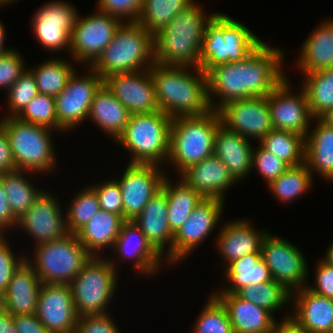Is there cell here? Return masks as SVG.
<instances>
[{
    "label": "cell",
    "mask_w": 333,
    "mask_h": 333,
    "mask_svg": "<svg viewBox=\"0 0 333 333\" xmlns=\"http://www.w3.org/2000/svg\"><path fill=\"white\" fill-rule=\"evenodd\" d=\"M289 80L286 78L268 96V108L275 130H282L307 136L311 130L309 124L314 118L309 109L305 91L293 94ZM311 120V121H310Z\"/></svg>",
    "instance_id": "obj_17"
},
{
    "label": "cell",
    "mask_w": 333,
    "mask_h": 333,
    "mask_svg": "<svg viewBox=\"0 0 333 333\" xmlns=\"http://www.w3.org/2000/svg\"><path fill=\"white\" fill-rule=\"evenodd\" d=\"M294 306L291 317L307 333H333V299L318 295L306 287L291 293Z\"/></svg>",
    "instance_id": "obj_24"
},
{
    "label": "cell",
    "mask_w": 333,
    "mask_h": 333,
    "mask_svg": "<svg viewBox=\"0 0 333 333\" xmlns=\"http://www.w3.org/2000/svg\"><path fill=\"white\" fill-rule=\"evenodd\" d=\"M75 196L65 212L66 228L68 233L72 234H75L100 210L96 192L90 186Z\"/></svg>",
    "instance_id": "obj_43"
},
{
    "label": "cell",
    "mask_w": 333,
    "mask_h": 333,
    "mask_svg": "<svg viewBox=\"0 0 333 333\" xmlns=\"http://www.w3.org/2000/svg\"><path fill=\"white\" fill-rule=\"evenodd\" d=\"M124 221L121 216L100 209L75 235L85 250L96 257L108 247L112 250Z\"/></svg>",
    "instance_id": "obj_31"
},
{
    "label": "cell",
    "mask_w": 333,
    "mask_h": 333,
    "mask_svg": "<svg viewBox=\"0 0 333 333\" xmlns=\"http://www.w3.org/2000/svg\"><path fill=\"white\" fill-rule=\"evenodd\" d=\"M4 25L0 22V56L4 55L5 53L9 52L12 48L8 49V48H4V39L6 36V32L5 29L3 27Z\"/></svg>",
    "instance_id": "obj_59"
},
{
    "label": "cell",
    "mask_w": 333,
    "mask_h": 333,
    "mask_svg": "<svg viewBox=\"0 0 333 333\" xmlns=\"http://www.w3.org/2000/svg\"><path fill=\"white\" fill-rule=\"evenodd\" d=\"M327 69L333 71V59H332V61L330 62V64H329V66H328Z\"/></svg>",
    "instance_id": "obj_64"
},
{
    "label": "cell",
    "mask_w": 333,
    "mask_h": 333,
    "mask_svg": "<svg viewBox=\"0 0 333 333\" xmlns=\"http://www.w3.org/2000/svg\"><path fill=\"white\" fill-rule=\"evenodd\" d=\"M156 164H128L119 183L123 204V219L134 220L148 201L161 189L165 172Z\"/></svg>",
    "instance_id": "obj_15"
},
{
    "label": "cell",
    "mask_w": 333,
    "mask_h": 333,
    "mask_svg": "<svg viewBox=\"0 0 333 333\" xmlns=\"http://www.w3.org/2000/svg\"><path fill=\"white\" fill-rule=\"evenodd\" d=\"M75 333H121L109 313L82 315L77 319Z\"/></svg>",
    "instance_id": "obj_51"
},
{
    "label": "cell",
    "mask_w": 333,
    "mask_h": 333,
    "mask_svg": "<svg viewBox=\"0 0 333 333\" xmlns=\"http://www.w3.org/2000/svg\"><path fill=\"white\" fill-rule=\"evenodd\" d=\"M259 146L289 166L305 162V137L300 134L273 129L259 141Z\"/></svg>",
    "instance_id": "obj_37"
},
{
    "label": "cell",
    "mask_w": 333,
    "mask_h": 333,
    "mask_svg": "<svg viewBox=\"0 0 333 333\" xmlns=\"http://www.w3.org/2000/svg\"><path fill=\"white\" fill-rule=\"evenodd\" d=\"M283 317V321L275 323L273 331L275 333H307L291 316Z\"/></svg>",
    "instance_id": "obj_57"
},
{
    "label": "cell",
    "mask_w": 333,
    "mask_h": 333,
    "mask_svg": "<svg viewBox=\"0 0 333 333\" xmlns=\"http://www.w3.org/2000/svg\"><path fill=\"white\" fill-rule=\"evenodd\" d=\"M315 270V284L307 288L312 292L333 299V266L320 259Z\"/></svg>",
    "instance_id": "obj_53"
},
{
    "label": "cell",
    "mask_w": 333,
    "mask_h": 333,
    "mask_svg": "<svg viewBox=\"0 0 333 333\" xmlns=\"http://www.w3.org/2000/svg\"><path fill=\"white\" fill-rule=\"evenodd\" d=\"M0 124L9 138L17 170L49 173L55 169L56 156L50 136L52 129L21 121L17 117H5Z\"/></svg>",
    "instance_id": "obj_8"
},
{
    "label": "cell",
    "mask_w": 333,
    "mask_h": 333,
    "mask_svg": "<svg viewBox=\"0 0 333 333\" xmlns=\"http://www.w3.org/2000/svg\"><path fill=\"white\" fill-rule=\"evenodd\" d=\"M9 138L0 124V174L16 171Z\"/></svg>",
    "instance_id": "obj_54"
},
{
    "label": "cell",
    "mask_w": 333,
    "mask_h": 333,
    "mask_svg": "<svg viewBox=\"0 0 333 333\" xmlns=\"http://www.w3.org/2000/svg\"><path fill=\"white\" fill-rule=\"evenodd\" d=\"M143 0H98L97 10L124 21L137 22L142 9Z\"/></svg>",
    "instance_id": "obj_48"
},
{
    "label": "cell",
    "mask_w": 333,
    "mask_h": 333,
    "mask_svg": "<svg viewBox=\"0 0 333 333\" xmlns=\"http://www.w3.org/2000/svg\"><path fill=\"white\" fill-rule=\"evenodd\" d=\"M24 57L15 49L0 56V88L7 89L26 71Z\"/></svg>",
    "instance_id": "obj_50"
},
{
    "label": "cell",
    "mask_w": 333,
    "mask_h": 333,
    "mask_svg": "<svg viewBox=\"0 0 333 333\" xmlns=\"http://www.w3.org/2000/svg\"><path fill=\"white\" fill-rule=\"evenodd\" d=\"M36 316L51 333H75L78 315L70 285L43 283Z\"/></svg>",
    "instance_id": "obj_21"
},
{
    "label": "cell",
    "mask_w": 333,
    "mask_h": 333,
    "mask_svg": "<svg viewBox=\"0 0 333 333\" xmlns=\"http://www.w3.org/2000/svg\"><path fill=\"white\" fill-rule=\"evenodd\" d=\"M224 200L205 198L192 211L173 238V264L186 259L216 227L222 215Z\"/></svg>",
    "instance_id": "obj_18"
},
{
    "label": "cell",
    "mask_w": 333,
    "mask_h": 333,
    "mask_svg": "<svg viewBox=\"0 0 333 333\" xmlns=\"http://www.w3.org/2000/svg\"><path fill=\"white\" fill-rule=\"evenodd\" d=\"M103 84L131 115L160 110L149 69L112 74L103 78Z\"/></svg>",
    "instance_id": "obj_19"
},
{
    "label": "cell",
    "mask_w": 333,
    "mask_h": 333,
    "mask_svg": "<svg viewBox=\"0 0 333 333\" xmlns=\"http://www.w3.org/2000/svg\"><path fill=\"white\" fill-rule=\"evenodd\" d=\"M4 231L2 230V229H0V242L4 239V238H6V237H4Z\"/></svg>",
    "instance_id": "obj_63"
},
{
    "label": "cell",
    "mask_w": 333,
    "mask_h": 333,
    "mask_svg": "<svg viewBox=\"0 0 333 333\" xmlns=\"http://www.w3.org/2000/svg\"><path fill=\"white\" fill-rule=\"evenodd\" d=\"M194 0H143L137 23L154 35Z\"/></svg>",
    "instance_id": "obj_41"
},
{
    "label": "cell",
    "mask_w": 333,
    "mask_h": 333,
    "mask_svg": "<svg viewBox=\"0 0 333 333\" xmlns=\"http://www.w3.org/2000/svg\"><path fill=\"white\" fill-rule=\"evenodd\" d=\"M217 112L221 125L247 139L260 141L274 129L267 96L231 101L221 106Z\"/></svg>",
    "instance_id": "obj_16"
},
{
    "label": "cell",
    "mask_w": 333,
    "mask_h": 333,
    "mask_svg": "<svg viewBox=\"0 0 333 333\" xmlns=\"http://www.w3.org/2000/svg\"><path fill=\"white\" fill-rule=\"evenodd\" d=\"M128 109L103 84L96 92L87 119L116 141L129 121Z\"/></svg>",
    "instance_id": "obj_32"
},
{
    "label": "cell",
    "mask_w": 333,
    "mask_h": 333,
    "mask_svg": "<svg viewBox=\"0 0 333 333\" xmlns=\"http://www.w3.org/2000/svg\"><path fill=\"white\" fill-rule=\"evenodd\" d=\"M252 167H256V170L258 169V172L264 177L263 179L268 185L271 181L278 178L290 166L279 157L259 146L257 149L253 148Z\"/></svg>",
    "instance_id": "obj_47"
},
{
    "label": "cell",
    "mask_w": 333,
    "mask_h": 333,
    "mask_svg": "<svg viewBox=\"0 0 333 333\" xmlns=\"http://www.w3.org/2000/svg\"><path fill=\"white\" fill-rule=\"evenodd\" d=\"M263 43L247 26L217 12L205 28L200 69L207 73L215 66L243 61Z\"/></svg>",
    "instance_id": "obj_4"
},
{
    "label": "cell",
    "mask_w": 333,
    "mask_h": 333,
    "mask_svg": "<svg viewBox=\"0 0 333 333\" xmlns=\"http://www.w3.org/2000/svg\"><path fill=\"white\" fill-rule=\"evenodd\" d=\"M217 235V249L226 264L250 253H261V244L267 231H257L248 220L224 224Z\"/></svg>",
    "instance_id": "obj_27"
},
{
    "label": "cell",
    "mask_w": 333,
    "mask_h": 333,
    "mask_svg": "<svg viewBox=\"0 0 333 333\" xmlns=\"http://www.w3.org/2000/svg\"><path fill=\"white\" fill-rule=\"evenodd\" d=\"M252 145L246 137L220 125L214 136V152L238 182L252 171ZM241 179V180H240Z\"/></svg>",
    "instance_id": "obj_28"
},
{
    "label": "cell",
    "mask_w": 333,
    "mask_h": 333,
    "mask_svg": "<svg viewBox=\"0 0 333 333\" xmlns=\"http://www.w3.org/2000/svg\"><path fill=\"white\" fill-rule=\"evenodd\" d=\"M16 2V1H18V0H0V8H1V6L3 7V6H6L7 5V3L9 4V3H11V2ZM5 4V5H4Z\"/></svg>",
    "instance_id": "obj_62"
},
{
    "label": "cell",
    "mask_w": 333,
    "mask_h": 333,
    "mask_svg": "<svg viewBox=\"0 0 333 333\" xmlns=\"http://www.w3.org/2000/svg\"><path fill=\"white\" fill-rule=\"evenodd\" d=\"M79 13L73 5L53 1L41 6L33 16L32 28L41 47L50 52L70 50L71 35Z\"/></svg>",
    "instance_id": "obj_14"
},
{
    "label": "cell",
    "mask_w": 333,
    "mask_h": 333,
    "mask_svg": "<svg viewBox=\"0 0 333 333\" xmlns=\"http://www.w3.org/2000/svg\"><path fill=\"white\" fill-rule=\"evenodd\" d=\"M34 252V265L28 256L26 261L41 282L48 284H70L91 257L72 233L56 241L38 244Z\"/></svg>",
    "instance_id": "obj_10"
},
{
    "label": "cell",
    "mask_w": 333,
    "mask_h": 333,
    "mask_svg": "<svg viewBox=\"0 0 333 333\" xmlns=\"http://www.w3.org/2000/svg\"><path fill=\"white\" fill-rule=\"evenodd\" d=\"M112 249L120 262L131 260L134 268L145 275H156L164 262L162 257L148 242L145 234L133 220H125ZM163 260V261H162ZM161 262V263H160Z\"/></svg>",
    "instance_id": "obj_23"
},
{
    "label": "cell",
    "mask_w": 333,
    "mask_h": 333,
    "mask_svg": "<svg viewBox=\"0 0 333 333\" xmlns=\"http://www.w3.org/2000/svg\"><path fill=\"white\" fill-rule=\"evenodd\" d=\"M221 125L215 110L201 116L174 118L170 128L168 162L181 175L189 167L213 155L214 136Z\"/></svg>",
    "instance_id": "obj_6"
},
{
    "label": "cell",
    "mask_w": 333,
    "mask_h": 333,
    "mask_svg": "<svg viewBox=\"0 0 333 333\" xmlns=\"http://www.w3.org/2000/svg\"><path fill=\"white\" fill-rule=\"evenodd\" d=\"M123 22L114 16L99 12L78 18L73 27L69 52L75 61L89 67L101 55Z\"/></svg>",
    "instance_id": "obj_12"
},
{
    "label": "cell",
    "mask_w": 333,
    "mask_h": 333,
    "mask_svg": "<svg viewBox=\"0 0 333 333\" xmlns=\"http://www.w3.org/2000/svg\"><path fill=\"white\" fill-rule=\"evenodd\" d=\"M298 67L303 74L328 68L333 59V19L320 23L319 27L301 45Z\"/></svg>",
    "instance_id": "obj_33"
},
{
    "label": "cell",
    "mask_w": 333,
    "mask_h": 333,
    "mask_svg": "<svg viewBox=\"0 0 333 333\" xmlns=\"http://www.w3.org/2000/svg\"><path fill=\"white\" fill-rule=\"evenodd\" d=\"M18 333H51L39 321L36 314L13 315Z\"/></svg>",
    "instance_id": "obj_55"
},
{
    "label": "cell",
    "mask_w": 333,
    "mask_h": 333,
    "mask_svg": "<svg viewBox=\"0 0 333 333\" xmlns=\"http://www.w3.org/2000/svg\"><path fill=\"white\" fill-rule=\"evenodd\" d=\"M153 63V35L137 22H123L90 68L104 78L150 69Z\"/></svg>",
    "instance_id": "obj_5"
},
{
    "label": "cell",
    "mask_w": 333,
    "mask_h": 333,
    "mask_svg": "<svg viewBox=\"0 0 333 333\" xmlns=\"http://www.w3.org/2000/svg\"><path fill=\"white\" fill-rule=\"evenodd\" d=\"M28 70L33 74L38 92L56 97L67 85L75 68L64 59H47L35 69Z\"/></svg>",
    "instance_id": "obj_39"
},
{
    "label": "cell",
    "mask_w": 333,
    "mask_h": 333,
    "mask_svg": "<svg viewBox=\"0 0 333 333\" xmlns=\"http://www.w3.org/2000/svg\"><path fill=\"white\" fill-rule=\"evenodd\" d=\"M5 309V293L0 289V311Z\"/></svg>",
    "instance_id": "obj_61"
},
{
    "label": "cell",
    "mask_w": 333,
    "mask_h": 333,
    "mask_svg": "<svg viewBox=\"0 0 333 333\" xmlns=\"http://www.w3.org/2000/svg\"><path fill=\"white\" fill-rule=\"evenodd\" d=\"M191 67L153 63L150 74L160 111L171 119L201 116L211 108L207 93V74Z\"/></svg>",
    "instance_id": "obj_2"
},
{
    "label": "cell",
    "mask_w": 333,
    "mask_h": 333,
    "mask_svg": "<svg viewBox=\"0 0 333 333\" xmlns=\"http://www.w3.org/2000/svg\"><path fill=\"white\" fill-rule=\"evenodd\" d=\"M87 71L85 77L74 72L65 88L55 97L58 126L62 131L72 130L88 118L91 102L103 85V78L92 68Z\"/></svg>",
    "instance_id": "obj_13"
},
{
    "label": "cell",
    "mask_w": 333,
    "mask_h": 333,
    "mask_svg": "<svg viewBox=\"0 0 333 333\" xmlns=\"http://www.w3.org/2000/svg\"><path fill=\"white\" fill-rule=\"evenodd\" d=\"M26 260V257H15L6 239L0 242V289L6 291L14 272Z\"/></svg>",
    "instance_id": "obj_52"
},
{
    "label": "cell",
    "mask_w": 333,
    "mask_h": 333,
    "mask_svg": "<svg viewBox=\"0 0 333 333\" xmlns=\"http://www.w3.org/2000/svg\"><path fill=\"white\" fill-rule=\"evenodd\" d=\"M313 176L306 163L290 166L268 188L278 201L290 202L304 195L312 187Z\"/></svg>",
    "instance_id": "obj_40"
},
{
    "label": "cell",
    "mask_w": 333,
    "mask_h": 333,
    "mask_svg": "<svg viewBox=\"0 0 333 333\" xmlns=\"http://www.w3.org/2000/svg\"><path fill=\"white\" fill-rule=\"evenodd\" d=\"M333 124V113L327 118Z\"/></svg>",
    "instance_id": "obj_65"
},
{
    "label": "cell",
    "mask_w": 333,
    "mask_h": 333,
    "mask_svg": "<svg viewBox=\"0 0 333 333\" xmlns=\"http://www.w3.org/2000/svg\"><path fill=\"white\" fill-rule=\"evenodd\" d=\"M104 258L91 256L69 284L78 317L108 313L107 305L118 285V271L115 261Z\"/></svg>",
    "instance_id": "obj_9"
},
{
    "label": "cell",
    "mask_w": 333,
    "mask_h": 333,
    "mask_svg": "<svg viewBox=\"0 0 333 333\" xmlns=\"http://www.w3.org/2000/svg\"><path fill=\"white\" fill-rule=\"evenodd\" d=\"M323 259L324 262L329 264L330 266H333V242L329 245L327 253L324 256Z\"/></svg>",
    "instance_id": "obj_60"
},
{
    "label": "cell",
    "mask_w": 333,
    "mask_h": 333,
    "mask_svg": "<svg viewBox=\"0 0 333 333\" xmlns=\"http://www.w3.org/2000/svg\"><path fill=\"white\" fill-rule=\"evenodd\" d=\"M42 282L25 260L14 272L5 293V310L11 315L36 314Z\"/></svg>",
    "instance_id": "obj_29"
},
{
    "label": "cell",
    "mask_w": 333,
    "mask_h": 333,
    "mask_svg": "<svg viewBox=\"0 0 333 333\" xmlns=\"http://www.w3.org/2000/svg\"><path fill=\"white\" fill-rule=\"evenodd\" d=\"M236 294L272 314L291 301V292L274 280L244 287Z\"/></svg>",
    "instance_id": "obj_42"
},
{
    "label": "cell",
    "mask_w": 333,
    "mask_h": 333,
    "mask_svg": "<svg viewBox=\"0 0 333 333\" xmlns=\"http://www.w3.org/2000/svg\"><path fill=\"white\" fill-rule=\"evenodd\" d=\"M172 120L160 110L130 115L124 132L116 140L131 154L129 164L162 165L167 161Z\"/></svg>",
    "instance_id": "obj_7"
},
{
    "label": "cell",
    "mask_w": 333,
    "mask_h": 333,
    "mask_svg": "<svg viewBox=\"0 0 333 333\" xmlns=\"http://www.w3.org/2000/svg\"><path fill=\"white\" fill-rule=\"evenodd\" d=\"M59 203L56 197L43 191L18 219L17 227L34 237L35 245L64 238L69 233Z\"/></svg>",
    "instance_id": "obj_20"
},
{
    "label": "cell",
    "mask_w": 333,
    "mask_h": 333,
    "mask_svg": "<svg viewBox=\"0 0 333 333\" xmlns=\"http://www.w3.org/2000/svg\"><path fill=\"white\" fill-rule=\"evenodd\" d=\"M304 75L302 89L312 117L328 118L333 113V71L325 69Z\"/></svg>",
    "instance_id": "obj_36"
},
{
    "label": "cell",
    "mask_w": 333,
    "mask_h": 333,
    "mask_svg": "<svg viewBox=\"0 0 333 333\" xmlns=\"http://www.w3.org/2000/svg\"><path fill=\"white\" fill-rule=\"evenodd\" d=\"M98 197L100 209L112 212L123 218V204L119 183L115 179L90 186Z\"/></svg>",
    "instance_id": "obj_49"
},
{
    "label": "cell",
    "mask_w": 333,
    "mask_h": 333,
    "mask_svg": "<svg viewBox=\"0 0 333 333\" xmlns=\"http://www.w3.org/2000/svg\"><path fill=\"white\" fill-rule=\"evenodd\" d=\"M133 221L145 234L153 248L172 265L174 233L168 224V200L162 188L153 195ZM166 244H169L167 246L169 249H165Z\"/></svg>",
    "instance_id": "obj_22"
},
{
    "label": "cell",
    "mask_w": 333,
    "mask_h": 333,
    "mask_svg": "<svg viewBox=\"0 0 333 333\" xmlns=\"http://www.w3.org/2000/svg\"><path fill=\"white\" fill-rule=\"evenodd\" d=\"M180 178L204 198L224 200L227 188L237 181L224 163L214 154L185 170Z\"/></svg>",
    "instance_id": "obj_25"
},
{
    "label": "cell",
    "mask_w": 333,
    "mask_h": 333,
    "mask_svg": "<svg viewBox=\"0 0 333 333\" xmlns=\"http://www.w3.org/2000/svg\"><path fill=\"white\" fill-rule=\"evenodd\" d=\"M283 53L280 48L263 43L243 61L211 68L206 73L211 110L217 111L235 100L268 96L287 78L282 67ZM212 97H219L220 103H214Z\"/></svg>",
    "instance_id": "obj_1"
},
{
    "label": "cell",
    "mask_w": 333,
    "mask_h": 333,
    "mask_svg": "<svg viewBox=\"0 0 333 333\" xmlns=\"http://www.w3.org/2000/svg\"><path fill=\"white\" fill-rule=\"evenodd\" d=\"M161 188L166 192L168 200V224L175 234L205 198L181 178L173 185L166 176Z\"/></svg>",
    "instance_id": "obj_35"
},
{
    "label": "cell",
    "mask_w": 333,
    "mask_h": 333,
    "mask_svg": "<svg viewBox=\"0 0 333 333\" xmlns=\"http://www.w3.org/2000/svg\"><path fill=\"white\" fill-rule=\"evenodd\" d=\"M194 325V333H234L227 311L211 294Z\"/></svg>",
    "instance_id": "obj_44"
},
{
    "label": "cell",
    "mask_w": 333,
    "mask_h": 333,
    "mask_svg": "<svg viewBox=\"0 0 333 333\" xmlns=\"http://www.w3.org/2000/svg\"><path fill=\"white\" fill-rule=\"evenodd\" d=\"M193 2L153 35V62L200 68V53L206 26L216 13L205 16Z\"/></svg>",
    "instance_id": "obj_3"
},
{
    "label": "cell",
    "mask_w": 333,
    "mask_h": 333,
    "mask_svg": "<svg viewBox=\"0 0 333 333\" xmlns=\"http://www.w3.org/2000/svg\"><path fill=\"white\" fill-rule=\"evenodd\" d=\"M316 121L305 137V163L312 176L317 172L324 180L333 182V124L327 118Z\"/></svg>",
    "instance_id": "obj_30"
},
{
    "label": "cell",
    "mask_w": 333,
    "mask_h": 333,
    "mask_svg": "<svg viewBox=\"0 0 333 333\" xmlns=\"http://www.w3.org/2000/svg\"><path fill=\"white\" fill-rule=\"evenodd\" d=\"M0 333H18L14 326L13 315L8 311H0Z\"/></svg>",
    "instance_id": "obj_58"
},
{
    "label": "cell",
    "mask_w": 333,
    "mask_h": 333,
    "mask_svg": "<svg viewBox=\"0 0 333 333\" xmlns=\"http://www.w3.org/2000/svg\"><path fill=\"white\" fill-rule=\"evenodd\" d=\"M226 267L224 276L230 287L228 285L214 293L236 294L244 287L273 280L261 253L247 254L230 262Z\"/></svg>",
    "instance_id": "obj_34"
},
{
    "label": "cell",
    "mask_w": 333,
    "mask_h": 333,
    "mask_svg": "<svg viewBox=\"0 0 333 333\" xmlns=\"http://www.w3.org/2000/svg\"><path fill=\"white\" fill-rule=\"evenodd\" d=\"M225 307L234 333H270L276 323L273 314L237 294L212 293Z\"/></svg>",
    "instance_id": "obj_26"
},
{
    "label": "cell",
    "mask_w": 333,
    "mask_h": 333,
    "mask_svg": "<svg viewBox=\"0 0 333 333\" xmlns=\"http://www.w3.org/2000/svg\"><path fill=\"white\" fill-rule=\"evenodd\" d=\"M39 94L33 74L26 71L7 91L9 114L5 117H17L27 104Z\"/></svg>",
    "instance_id": "obj_46"
},
{
    "label": "cell",
    "mask_w": 333,
    "mask_h": 333,
    "mask_svg": "<svg viewBox=\"0 0 333 333\" xmlns=\"http://www.w3.org/2000/svg\"><path fill=\"white\" fill-rule=\"evenodd\" d=\"M18 219L12 214L7 196L0 178V229L4 232L12 226L17 227Z\"/></svg>",
    "instance_id": "obj_56"
},
{
    "label": "cell",
    "mask_w": 333,
    "mask_h": 333,
    "mask_svg": "<svg viewBox=\"0 0 333 333\" xmlns=\"http://www.w3.org/2000/svg\"><path fill=\"white\" fill-rule=\"evenodd\" d=\"M261 257L272 279L291 293L307 286L309 271L306 258L292 242L267 232L261 244Z\"/></svg>",
    "instance_id": "obj_11"
},
{
    "label": "cell",
    "mask_w": 333,
    "mask_h": 333,
    "mask_svg": "<svg viewBox=\"0 0 333 333\" xmlns=\"http://www.w3.org/2000/svg\"><path fill=\"white\" fill-rule=\"evenodd\" d=\"M21 121L44 126L63 132L59 126L55 110V98L45 94H38L25 107V109L17 116Z\"/></svg>",
    "instance_id": "obj_45"
},
{
    "label": "cell",
    "mask_w": 333,
    "mask_h": 333,
    "mask_svg": "<svg viewBox=\"0 0 333 333\" xmlns=\"http://www.w3.org/2000/svg\"><path fill=\"white\" fill-rule=\"evenodd\" d=\"M27 172L30 173V171L16 170L0 174L10 210L17 219L33 205V202L43 192V190L34 188V184L26 177L24 178Z\"/></svg>",
    "instance_id": "obj_38"
}]
</instances>
